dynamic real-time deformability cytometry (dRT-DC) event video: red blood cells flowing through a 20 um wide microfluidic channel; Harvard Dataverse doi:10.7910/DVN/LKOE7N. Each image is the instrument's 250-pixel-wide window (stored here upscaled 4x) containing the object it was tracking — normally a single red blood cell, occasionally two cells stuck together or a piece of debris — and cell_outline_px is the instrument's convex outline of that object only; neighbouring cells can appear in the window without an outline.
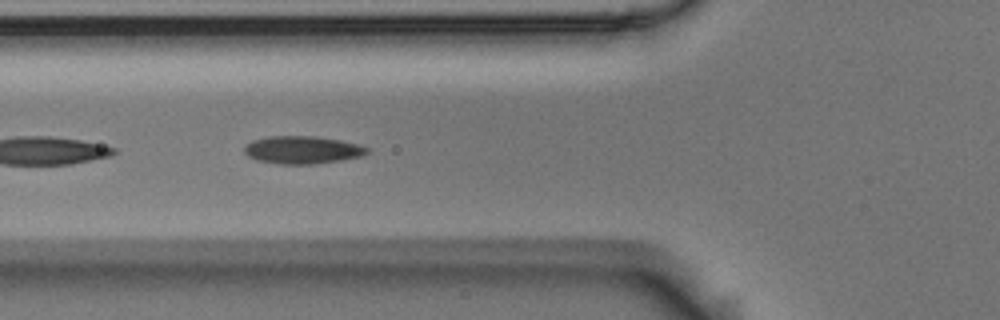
{"species": "Egyptian fruit bat (a non-hibernating species)", "species_latin": "Rousettus aegyptiacus", "temperature_condition": "room temperature", "stored_images_in_passage": 8, "camera_frame_rate_fps": 3000, "um_per_image_px": 0.085, "animal": {"sex": "male"}, "frame": {"image": 1, "passage_image": 4, "time_ms": 1.0, "image_size_px": [1000, 320], "cell_outline_px": [[368, 152], [364, 156], [340, 160], [312, 164], [280, 164], [256, 160], [248, 156], [244, 152], [244, 148], [252, 140], [268, 136], [316, 136], [340, 140], [360, 144], [368, 148]], "centroid_in_image_um": [25.71, 12.74], "position_along_channel_um": 100.1, "area_um2": 19.88}}